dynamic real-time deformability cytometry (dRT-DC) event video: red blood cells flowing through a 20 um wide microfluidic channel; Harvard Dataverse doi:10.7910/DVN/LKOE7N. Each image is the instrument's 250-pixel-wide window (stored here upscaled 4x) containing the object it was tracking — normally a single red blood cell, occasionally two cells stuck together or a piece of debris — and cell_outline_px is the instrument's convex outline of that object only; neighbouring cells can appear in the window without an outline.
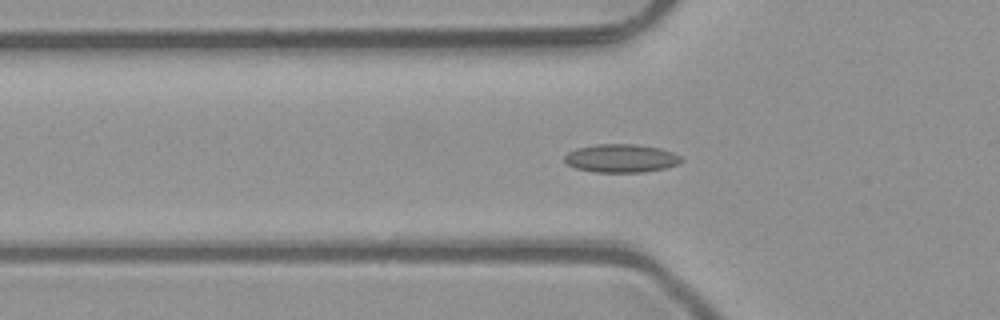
{"species": "common noctule bat (a hibernating species)", "species_latin": "Nyctalus noctula", "temperature_condition": "room temperature", "stored_images_in_passage": 41, "camera_frame_rate_fps": 3000, "um_per_image_px": 0.085, "animal": {"sex": "male", "body_mass_g": 23.1, "forearm_length_mm": 52.7}, "frame": {"image": 1, "passage_image": 6, "time_ms": 1.667, "image_size_px": [1000, 320], "cell_outline_px": [[684, 160], [680, 164], [664, 168], [644, 172], [596, 172], [576, 168], [568, 164], [564, 160], [564, 156], [568, 152], [576, 148], [596, 144], [636, 144], [660, 148], [672, 152], [680, 156]], "centroid_in_image_um": [52.81, 13.45], "position_along_channel_um": 73.0, "area_um2": 19.31}}
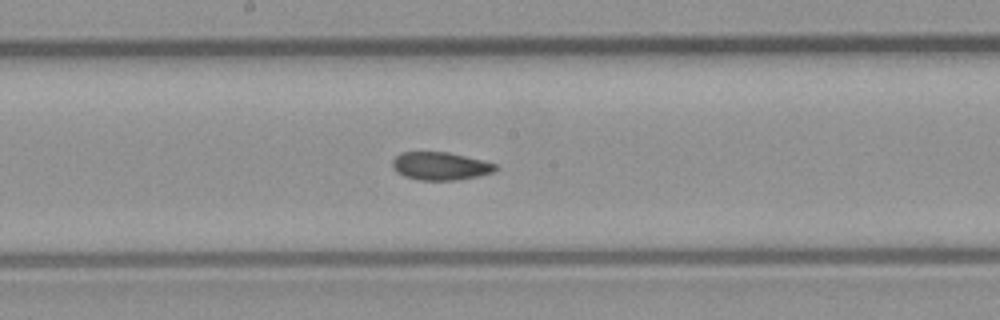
{"frame": {"image": 2, "passage_image": 16, "time_ms": 5.0, "image_size_px": [1000, 320], "cell_outline_px": [[496, 172], [460, 180], [420, 180], [404, 176], [396, 172], [392, 168], [392, 160], [400, 152], [448, 152], [496, 164]], "centroid_in_image_um": [37.4, 14.12], "position_along_channel_um": 210.8, "area_um2": 16.82}}
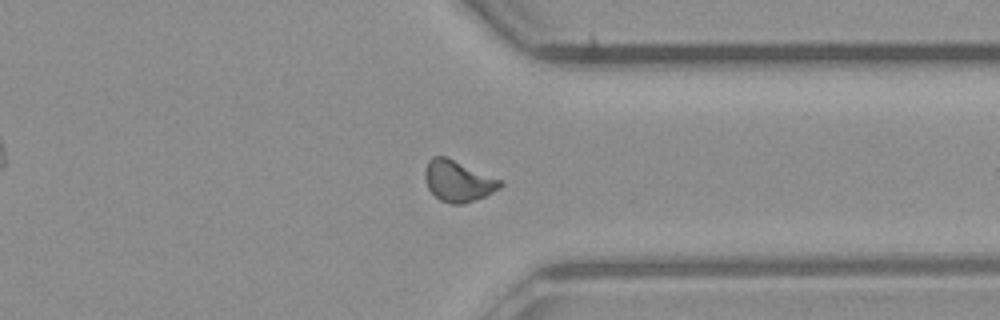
{"frame": {"image": 3, "passage_image": 28, "time_ms": 9.0, "image_size_px": [1000, 320], "cell_outline_px": [[504, 184], [500, 188], [484, 196], [464, 204], [452, 204], [440, 200], [428, 188], [424, 176], [424, 172], [428, 160], [432, 156], [444, 156], [504, 180]], "centroid_in_image_um": [38.95, 15.38], "position_along_channel_um": 372.4, "area_um2": 18.03}, "authors_computed_cell_mechanics": {"area_um2": 17.1088, "velocity_mm_per_s": 4.0927, "shape_relaxation_time_tau1_ms": null, "shape_relaxation_time_tau2_ms": 2.9519, "deformation_change_tau1": null, "deformation_change_tau2": 0.0848}}